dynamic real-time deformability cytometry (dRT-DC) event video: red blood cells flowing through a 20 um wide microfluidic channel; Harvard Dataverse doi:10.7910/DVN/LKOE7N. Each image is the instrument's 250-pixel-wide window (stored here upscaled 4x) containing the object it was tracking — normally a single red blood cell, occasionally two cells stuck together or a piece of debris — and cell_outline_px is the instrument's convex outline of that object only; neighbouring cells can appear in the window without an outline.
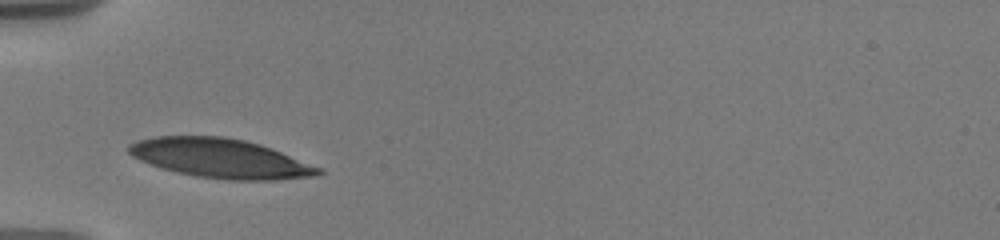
{"species": "human", "species_latin": "Homo sapiens", "temperature_condition": "warm", "stored_images_in_passage": 20, "camera_frame_rate_fps": 3000, "um_per_image_px": 0.085, "donor": {"sex": "male"}, "frame": {"image": 1, "passage_image": 1, "time_ms": 0.0, "image_size_px": [1000, 240], "cell_outline_px": [[324, 172], [316, 176], [276, 180], [232, 180], [196, 176], [164, 168], [140, 160], [132, 156], [128, 152], [128, 144], [136, 140], [156, 136], [224, 136], [244, 140], [260, 144], [272, 148], [324, 168]], "centroid_in_image_um": [18.8, 13.45], "position_along_channel_um": 66.2, "area_um2": 43.47}}
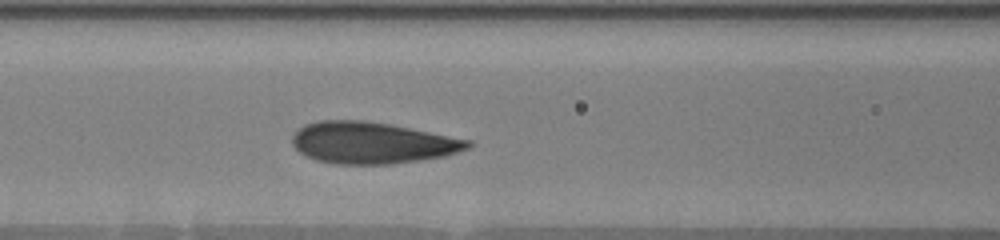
{"frame": {"image": 2, "passage_image": 12, "time_ms": 2.0, "image_size_px": [1000, 240], "cell_outline_px": [[472, 144], [468, 148], [444, 156], [392, 164], [336, 164], [316, 160], [300, 152], [292, 144], [292, 136], [304, 124], [320, 120], [364, 120], [388, 124], [472, 140]], "centroid_in_image_um": [31.61, 12.14], "position_along_channel_um": 135.0, "area_um2": 42.25}}
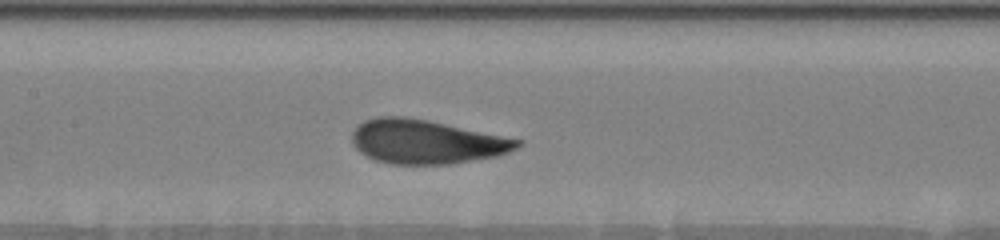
{"frame": {"image": 3, "passage_image": 18, "time_ms": 3.0, "image_size_px": [1000, 240], "cell_outline_px": [[524, 144], [508, 152], [496, 156], [448, 164], [392, 164], [376, 160], [360, 152], [356, 148], [352, 140], [352, 132], [356, 124], [364, 120], [376, 116], [404, 116], [428, 120], [524, 140]], "centroid_in_image_um": [36.22, 12.03], "position_along_channel_um": 171.2, "area_um2": 42.48}}